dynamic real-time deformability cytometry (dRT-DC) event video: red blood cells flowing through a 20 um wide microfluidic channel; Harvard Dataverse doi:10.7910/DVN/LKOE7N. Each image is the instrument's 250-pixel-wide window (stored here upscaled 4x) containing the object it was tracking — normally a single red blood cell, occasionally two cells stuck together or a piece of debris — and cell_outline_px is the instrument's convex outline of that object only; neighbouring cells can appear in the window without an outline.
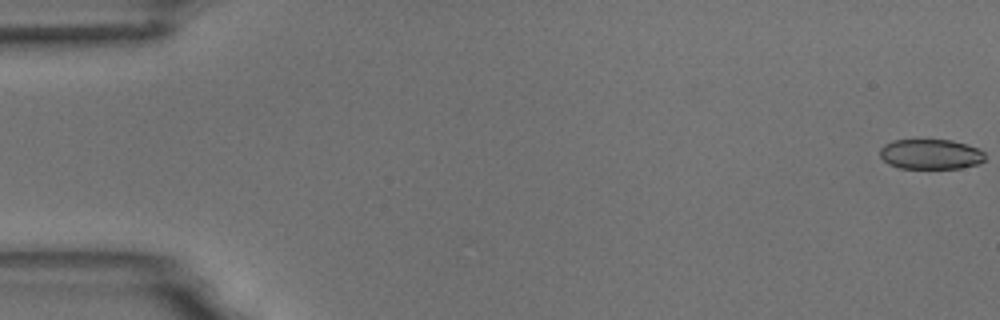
{"species": "common noctule bat (a hibernating species)", "species_latin": "Nyctalus noctula", "temperature_condition": "room temperature", "stored_images_in_passage": 55, "camera_frame_rate_fps": 3000, "um_per_image_px": 0.085, "animal": {"sex": "male", "body_mass_g": 18.8}, "frame": {"image": 1, "passage_image": 1, "time_ms": 0.0, "image_size_px": [1000, 320], "cell_outline_px": [[984, 160], [976, 164], [960, 168], [900, 168], [888, 164], [880, 156], [880, 148], [884, 144], [892, 140], [952, 140], [976, 148], [984, 152]], "centroid_in_image_um": [79.06, 13.1], "position_along_channel_um": 5.9, "area_um2": 18.26}}
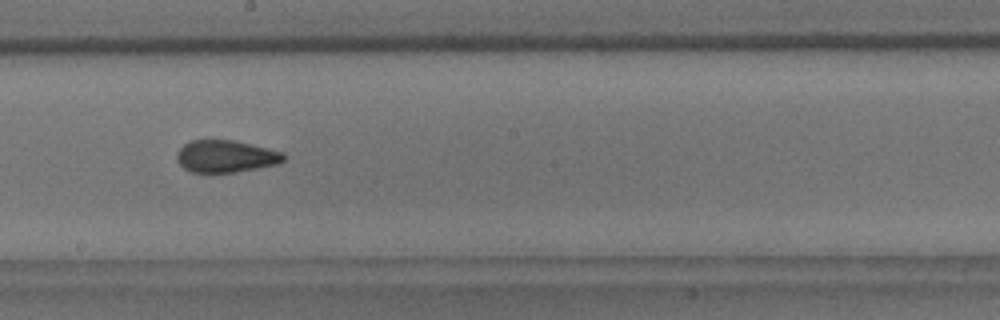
{"frame": {"image": 2, "passage_image": 31, "time_ms": 10.0, "image_size_px": [1000, 320], "cell_outline_px": [[288, 156], [284, 160], [276, 164], [236, 172], [192, 172], [184, 168], [176, 160], [176, 152], [184, 144], [192, 140], [232, 140], [268, 148], [284, 152]], "centroid_in_image_um": [19.19, 13.28], "position_along_channel_um": 229.0, "area_um2": 20.0}}
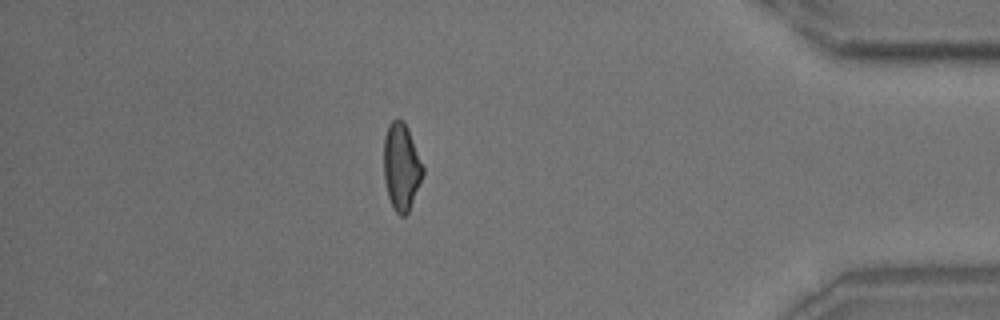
{"frame": {"image": 3, "passage_image": 48, "time_ms": 15.667, "image_size_px": [1000, 320], "cell_outline_px": [[424, 172], [408, 212], [404, 216], [400, 216], [392, 208], [388, 196], [384, 180], [384, 136], [388, 124], [396, 116], [404, 120], [408, 128], [424, 168]], "centroid_in_image_um": [34.1, 14.13], "position_along_channel_um": 401.1, "area_um2": 19.94}, "authors_computed_cell_mechanics": {"area_um2": 20.2878, "velocity_mm_per_s": 3.7304, "shape_relaxation_time_tau1_ms": 7.8302, "shape_relaxation_time_tau2_ms": 1.4793, "deformation_change_tau1": 0.1513, "deformation_change_tau2": 0.0736}}